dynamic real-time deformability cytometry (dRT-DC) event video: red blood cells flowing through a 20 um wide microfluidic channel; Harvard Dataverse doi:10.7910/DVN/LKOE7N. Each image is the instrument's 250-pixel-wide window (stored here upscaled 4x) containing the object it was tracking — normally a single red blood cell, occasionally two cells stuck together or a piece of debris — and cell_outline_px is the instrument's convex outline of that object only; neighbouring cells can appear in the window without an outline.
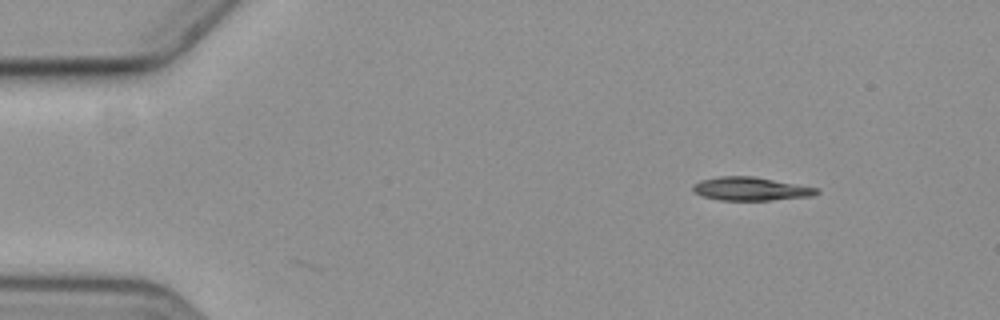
{"species": "common noctule bat (a hibernating species)", "species_latin": "Nyctalus noctula", "temperature_condition": "cold", "stored_images_in_passage": 4, "camera_frame_rate_fps": 3000, "um_per_image_px": 0.085, "animal": {"sex": "female", "body_mass_g": 19.3, "forearm_length_mm": 54.1}, "frame": {"image": 1, "passage_image": 1, "time_ms": 0.0, "image_size_px": [1000, 320], "cell_outline_px": [[820, 192], [812, 196], [768, 200], [720, 200], [704, 196], [696, 192], [692, 188], [692, 184], [700, 180], [720, 176], [752, 176], [820, 188]], "centroid_in_image_um": [63.83, 16.04], "position_along_channel_um": 21.2, "area_um2": 16.76}}
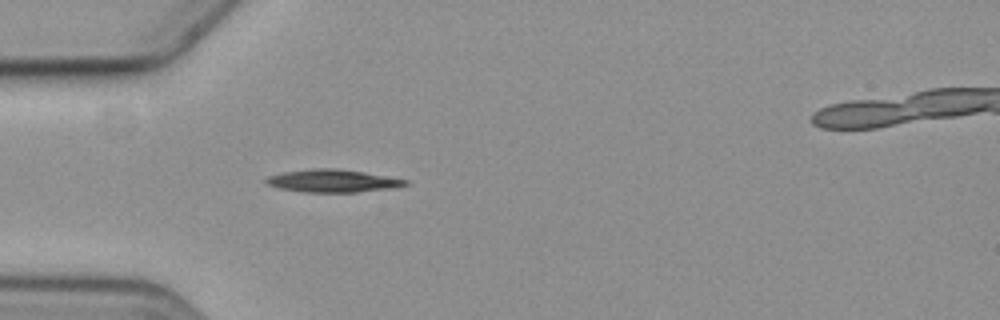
{"frame": {"image": 2, "passage_image": 4, "time_ms": 3.333, "image_size_px": [1000, 320], "cell_outline_px": [[408, 184], [392, 188], [356, 192], [304, 192], [280, 188], [268, 184], [264, 180], [268, 176], [284, 172], [312, 168], [336, 168], [364, 172], [408, 180]], "centroid_in_image_um": [28.27, 15.37], "position_along_channel_um": 56.7, "area_um2": 18.26}}